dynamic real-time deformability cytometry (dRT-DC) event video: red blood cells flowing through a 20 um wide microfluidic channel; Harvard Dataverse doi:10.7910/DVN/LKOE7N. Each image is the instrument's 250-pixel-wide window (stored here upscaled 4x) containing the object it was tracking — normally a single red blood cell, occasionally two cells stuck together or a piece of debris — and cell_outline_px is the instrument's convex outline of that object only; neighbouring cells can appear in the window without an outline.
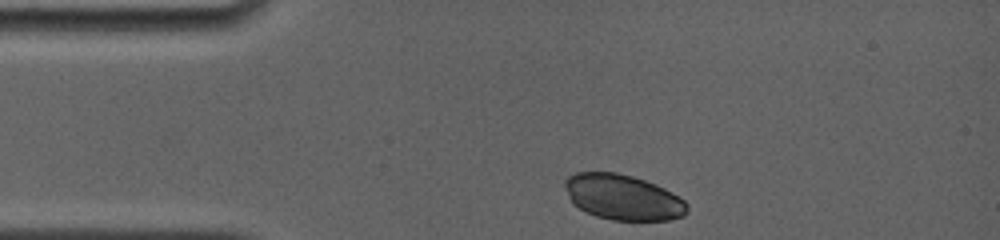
{"species": "common noctule bat (a hibernating species)", "species_latin": "Nyctalus noctula", "temperature_condition": "room temperature", "stored_images_in_passage": 3, "camera_frame_rate_fps": 4000, "um_per_image_px": 0.085, "animal": {"sex": "female", "body_mass_g": 19.0, "forearm_length_mm": 56.7}, "frame": {"image": 1, "passage_image": 1, "time_ms": 0.0, "image_size_px": [1000, 240], "cell_outline_px": [[688, 208], [684, 216], [668, 220], [612, 220], [596, 216], [580, 208], [568, 196], [564, 184], [564, 180], [568, 176], [576, 172], [616, 172], [632, 176], [656, 184], [672, 192], [684, 200], [688, 204]], "centroid_in_image_um": [52.96, 16.76], "position_along_channel_um": 32.0, "area_um2": 32.25}}